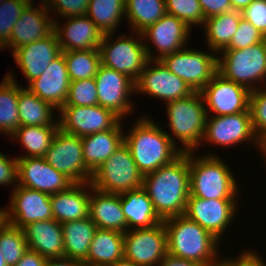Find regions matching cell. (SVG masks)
<instances>
[{
  "instance_id": "obj_50",
  "label": "cell",
  "mask_w": 266,
  "mask_h": 266,
  "mask_svg": "<svg viewBox=\"0 0 266 266\" xmlns=\"http://www.w3.org/2000/svg\"><path fill=\"white\" fill-rule=\"evenodd\" d=\"M47 259L37 252L28 249L14 266H45Z\"/></svg>"
},
{
  "instance_id": "obj_32",
  "label": "cell",
  "mask_w": 266,
  "mask_h": 266,
  "mask_svg": "<svg viewBox=\"0 0 266 266\" xmlns=\"http://www.w3.org/2000/svg\"><path fill=\"white\" fill-rule=\"evenodd\" d=\"M64 240V253L67 258L83 261L97 230L90 217L61 224Z\"/></svg>"
},
{
  "instance_id": "obj_54",
  "label": "cell",
  "mask_w": 266,
  "mask_h": 266,
  "mask_svg": "<svg viewBox=\"0 0 266 266\" xmlns=\"http://www.w3.org/2000/svg\"><path fill=\"white\" fill-rule=\"evenodd\" d=\"M259 150L261 152V157L265 159L264 161L266 163V135L259 141Z\"/></svg>"
},
{
  "instance_id": "obj_33",
  "label": "cell",
  "mask_w": 266,
  "mask_h": 266,
  "mask_svg": "<svg viewBox=\"0 0 266 266\" xmlns=\"http://www.w3.org/2000/svg\"><path fill=\"white\" fill-rule=\"evenodd\" d=\"M241 17V12L231 10L205 19L203 28L206 46L210 52L218 54L228 47L232 36L237 31Z\"/></svg>"
},
{
  "instance_id": "obj_21",
  "label": "cell",
  "mask_w": 266,
  "mask_h": 266,
  "mask_svg": "<svg viewBox=\"0 0 266 266\" xmlns=\"http://www.w3.org/2000/svg\"><path fill=\"white\" fill-rule=\"evenodd\" d=\"M36 7L32 0L22 11L20 18L13 26L9 41L0 49L7 48L13 52L15 49L46 38L54 31V16L50 17V11L43 0Z\"/></svg>"
},
{
  "instance_id": "obj_51",
  "label": "cell",
  "mask_w": 266,
  "mask_h": 266,
  "mask_svg": "<svg viewBox=\"0 0 266 266\" xmlns=\"http://www.w3.org/2000/svg\"><path fill=\"white\" fill-rule=\"evenodd\" d=\"M157 266H201V265H199L194 261L175 257L167 253L164 259Z\"/></svg>"
},
{
  "instance_id": "obj_1",
  "label": "cell",
  "mask_w": 266,
  "mask_h": 266,
  "mask_svg": "<svg viewBox=\"0 0 266 266\" xmlns=\"http://www.w3.org/2000/svg\"><path fill=\"white\" fill-rule=\"evenodd\" d=\"M142 188L162 220L184 214L190 195L189 152L144 175Z\"/></svg>"
},
{
  "instance_id": "obj_12",
  "label": "cell",
  "mask_w": 266,
  "mask_h": 266,
  "mask_svg": "<svg viewBox=\"0 0 266 266\" xmlns=\"http://www.w3.org/2000/svg\"><path fill=\"white\" fill-rule=\"evenodd\" d=\"M204 141L225 148L248 142L253 143L254 147L257 145L259 150V140L253 130L250 110L223 116L207 115L202 142Z\"/></svg>"
},
{
  "instance_id": "obj_31",
  "label": "cell",
  "mask_w": 266,
  "mask_h": 266,
  "mask_svg": "<svg viewBox=\"0 0 266 266\" xmlns=\"http://www.w3.org/2000/svg\"><path fill=\"white\" fill-rule=\"evenodd\" d=\"M53 109L59 112L55 106L40 99L28 88L19 84V126L59 127V118L54 117L53 111L56 110Z\"/></svg>"
},
{
  "instance_id": "obj_34",
  "label": "cell",
  "mask_w": 266,
  "mask_h": 266,
  "mask_svg": "<svg viewBox=\"0 0 266 266\" xmlns=\"http://www.w3.org/2000/svg\"><path fill=\"white\" fill-rule=\"evenodd\" d=\"M14 77L9 72L0 83V133L8 137L19 128V85Z\"/></svg>"
},
{
  "instance_id": "obj_10",
  "label": "cell",
  "mask_w": 266,
  "mask_h": 266,
  "mask_svg": "<svg viewBox=\"0 0 266 266\" xmlns=\"http://www.w3.org/2000/svg\"><path fill=\"white\" fill-rule=\"evenodd\" d=\"M44 158L73 183L91 181L93 173L85 166L82 139L79 136L65 133L59 128Z\"/></svg>"
},
{
  "instance_id": "obj_46",
  "label": "cell",
  "mask_w": 266,
  "mask_h": 266,
  "mask_svg": "<svg viewBox=\"0 0 266 266\" xmlns=\"http://www.w3.org/2000/svg\"><path fill=\"white\" fill-rule=\"evenodd\" d=\"M241 15L266 37V0H254Z\"/></svg>"
},
{
  "instance_id": "obj_20",
  "label": "cell",
  "mask_w": 266,
  "mask_h": 266,
  "mask_svg": "<svg viewBox=\"0 0 266 266\" xmlns=\"http://www.w3.org/2000/svg\"><path fill=\"white\" fill-rule=\"evenodd\" d=\"M72 184L67 176L54 169L44 157L18 158V186L52 195L67 190Z\"/></svg>"
},
{
  "instance_id": "obj_15",
  "label": "cell",
  "mask_w": 266,
  "mask_h": 266,
  "mask_svg": "<svg viewBox=\"0 0 266 266\" xmlns=\"http://www.w3.org/2000/svg\"><path fill=\"white\" fill-rule=\"evenodd\" d=\"M59 128L79 137L113 129L121 119L102 106H63L60 110Z\"/></svg>"
},
{
  "instance_id": "obj_52",
  "label": "cell",
  "mask_w": 266,
  "mask_h": 266,
  "mask_svg": "<svg viewBox=\"0 0 266 266\" xmlns=\"http://www.w3.org/2000/svg\"><path fill=\"white\" fill-rule=\"evenodd\" d=\"M83 262L81 260L75 258H49L45 266H83Z\"/></svg>"
},
{
  "instance_id": "obj_4",
  "label": "cell",
  "mask_w": 266,
  "mask_h": 266,
  "mask_svg": "<svg viewBox=\"0 0 266 266\" xmlns=\"http://www.w3.org/2000/svg\"><path fill=\"white\" fill-rule=\"evenodd\" d=\"M195 153L189 152L190 195L207 200L237 199L239 187L226 162L216 153L202 157Z\"/></svg>"
},
{
  "instance_id": "obj_29",
  "label": "cell",
  "mask_w": 266,
  "mask_h": 266,
  "mask_svg": "<svg viewBox=\"0 0 266 266\" xmlns=\"http://www.w3.org/2000/svg\"><path fill=\"white\" fill-rule=\"evenodd\" d=\"M124 259V233L112 229L97 228L85 266H109Z\"/></svg>"
},
{
  "instance_id": "obj_44",
  "label": "cell",
  "mask_w": 266,
  "mask_h": 266,
  "mask_svg": "<svg viewBox=\"0 0 266 266\" xmlns=\"http://www.w3.org/2000/svg\"><path fill=\"white\" fill-rule=\"evenodd\" d=\"M265 39L266 37L258 29L241 17L236 33L232 36L228 47L224 50L244 49Z\"/></svg>"
},
{
  "instance_id": "obj_11",
  "label": "cell",
  "mask_w": 266,
  "mask_h": 266,
  "mask_svg": "<svg viewBox=\"0 0 266 266\" xmlns=\"http://www.w3.org/2000/svg\"><path fill=\"white\" fill-rule=\"evenodd\" d=\"M167 232L161 222L124 233V259L138 266H157L167 254Z\"/></svg>"
},
{
  "instance_id": "obj_47",
  "label": "cell",
  "mask_w": 266,
  "mask_h": 266,
  "mask_svg": "<svg viewBox=\"0 0 266 266\" xmlns=\"http://www.w3.org/2000/svg\"><path fill=\"white\" fill-rule=\"evenodd\" d=\"M6 156L0 152V185H13L12 187L15 188L18 177V158Z\"/></svg>"
},
{
  "instance_id": "obj_56",
  "label": "cell",
  "mask_w": 266,
  "mask_h": 266,
  "mask_svg": "<svg viewBox=\"0 0 266 266\" xmlns=\"http://www.w3.org/2000/svg\"><path fill=\"white\" fill-rule=\"evenodd\" d=\"M5 222V207L0 208V227L4 224Z\"/></svg>"
},
{
  "instance_id": "obj_40",
  "label": "cell",
  "mask_w": 266,
  "mask_h": 266,
  "mask_svg": "<svg viewBox=\"0 0 266 266\" xmlns=\"http://www.w3.org/2000/svg\"><path fill=\"white\" fill-rule=\"evenodd\" d=\"M166 13L183 21L190 29L204 25L205 19L198 0H165Z\"/></svg>"
},
{
  "instance_id": "obj_26",
  "label": "cell",
  "mask_w": 266,
  "mask_h": 266,
  "mask_svg": "<svg viewBox=\"0 0 266 266\" xmlns=\"http://www.w3.org/2000/svg\"><path fill=\"white\" fill-rule=\"evenodd\" d=\"M22 229L28 249L46 259L65 257L62 226L56 220L32 222Z\"/></svg>"
},
{
  "instance_id": "obj_2",
  "label": "cell",
  "mask_w": 266,
  "mask_h": 266,
  "mask_svg": "<svg viewBox=\"0 0 266 266\" xmlns=\"http://www.w3.org/2000/svg\"><path fill=\"white\" fill-rule=\"evenodd\" d=\"M124 134V143L143 176L171 163L182 153L166 130L146 116L139 118Z\"/></svg>"
},
{
  "instance_id": "obj_36",
  "label": "cell",
  "mask_w": 266,
  "mask_h": 266,
  "mask_svg": "<svg viewBox=\"0 0 266 266\" xmlns=\"http://www.w3.org/2000/svg\"><path fill=\"white\" fill-rule=\"evenodd\" d=\"M58 129L59 127L19 126L9 138L18 144L21 143L27 155H20L17 158L44 157Z\"/></svg>"
},
{
  "instance_id": "obj_18",
  "label": "cell",
  "mask_w": 266,
  "mask_h": 266,
  "mask_svg": "<svg viewBox=\"0 0 266 266\" xmlns=\"http://www.w3.org/2000/svg\"><path fill=\"white\" fill-rule=\"evenodd\" d=\"M190 29L183 21L177 17L166 13L153 25L148 26L141 32L148 60H161L164 56L184 49L189 42ZM154 44L159 55L155 56L146 43ZM156 57V58H155Z\"/></svg>"
},
{
  "instance_id": "obj_22",
  "label": "cell",
  "mask_w": 266,
  "mask_h": 266,
  "mask_svg": "<svg viewBox=\"0 0 266 266\" xmlns=\"http://www.w3.org/2000/svg\"><path fill=\"white\" fill-rule=\"evenodd\" d=\"M11 53L29 84L47 69L62 50L53 31L46 38L21 46Z\"/></svg>"
},
{
  "instance_id": "obj_3",
  "label": "cell",
  "mask_w": 266,
  "mask_h": 266,
  "mask_svg": "<svg viewBox=\"0 0 266 266\" xmlns=\"http://www.w3.org/2000/svg\"><path fill=\"white\" fill-rule=\"evenodd\" d=\"M167 232V253L201 266H214L219 259L220 241L184 214L163 220Z\"/></svg>"
},
{
  "instance_id": "obj_35",
  "label": "cell",
  "mask_w": 266,
  "mask_h": 266,
  "mask_svg": "<svg viewBox=\"0 0 266 266\" xmlns=\"http://www.w3.org/2000/svg\"><path fill=\"white\" fill-rule=\"evenodd\" d=\"M165 14V0H126L125 19L132 32L141 33Z\"/></svg>"
},
{
  "instance_id": "obj_49",
  "label": "cell",
  "mask_w": 266,
  "mask_h": 266,
  "mask_svg": "<svg viewBox=\"0 0 266 266\" xmlns=\"http://www.w3.org/2000/svg\"><path fill=\"white\" fill-rule=\"evenodd\" d=\"M203 11L204 19L220 15L232 10L230 0H198Z\"/></svg>"
},
{
  "instance_id": "obj_28",
  "label": "cell",
  "mask_w": 266,
  "mask_h": 266,
  "mask_svg": "<svg viewBox=\"0 0 266 266\" xmlns=\"http://www.w3.org/2000/svg\"><path fill=\"white\" fill-rule=\"evenodd\" d=\"M89 217L100 229L127 231V222L121 207L120 194L105 193L91 189Z\"/></svg>"
},
{
  "instance_id": "obj_27",
  "label": "cell",
  "mask_w": 266,
  "mask_h": 266,
  "mask_svg": "<svg viewBox=\"0 0 266 266\" xmlns=\"http://www.w3.org/2000/svg\"><path fill=\"white\" fill-rule=\"evenodd\" d=\"M120 121L113 129L82 137L85 166L94 173L124 143L123 125Z\"/></svg>"
},
{
  "instance_id": "obj_13",
  "label": "cell",
  "mask_w": 266,
  "mask_h": 266,
  "mask_svg": "<svg viewBox=\"0 0 266 266\" xmlns=\"http://www.w3.org/2000/svg\"><path fill=\"white\" fill-rule=\"evenodd\" d=\"M135 93L159 98L167 103L184 99L194 91L184 80L165 67L160 60H148L135 82Z\"/></svg>"
},
{
  "instance_id": "obj_57",
  "label": "cell",
  "mask_w": 266,
  "mask_h": 266,
  "mask_svg": "<svg viewBox=\"0 0 266 266\" xmlns=\"http://www.w3.org/2000/svg\"><path fill=\"white\" fill-rule=\"evenodd\" d=\"M0 266H7L0 247Z\"/></svg>"
},
{
  "instance_id": "obj_43",
  "label": "cell",
  "mask_w": 266,
  "mask_h": 266,
  "mask_svg": "<svg viewBox=\"0 0 266 266\" xmlns=\"http://www.w3.org/2000/svg\"><path fill=\"white\" fill-rule=\"evenodd\" d=\"M266 86L250 93L249 110L254 133L260 141L266 135Z\"/></svg>"
},
{
  "instance_id": "obj_19",
  "label": "cell",
  "mask_w": 266,
  "mask_h": 266,
  "mask_svg": "<svg viewBox=\"0 0 266 266\" xmlns=\"http://www.w3.org/2000/svg\"><path fill=\"white\" fill-rule=\"evenodd\" d=\"M5 209V221L23 228L29 223L53 219L50 195L27 187L16 186Z\"/></svg>"
},
{
  "instance_id": "obj_16",
  "label": "cell",
  "mask_w": 266,
  "mask_h": 266,
  "mask_svg": "<svg viewBox=\"0 0 266 266\" xmlns=\"http://www.w3.org/2000/svg\"><path fill=\"white\" fill-rule=\"evenodd\" d=\"M200 93L204 99L207 115L209 112L214 116H223L249 111L251 91L223 78L219 73Z\"/></svg>"
},
{
  "instance_id": "obj_8",
  "label": "cell",
  "mask_w": 266,
  "mask_h": 266,
  "mask_svg": "<svg viewBox=\"0 0 266 266\" xmlns=\"http://www.w3.org/2000/svg\"><path fill=\"white\" fill-rule=\"evenodd\" d=\"M143 177L129 148L122 143L92 174L90 182L96 190L120 194L142 188Z\"/></svg>"
},
{
  "instance_id": "obj_48",
  "label": "cell",
  "mask_w": 266,
  "mask_h": 266,
  "mask_svg": "<svg viewBox=\"0 0 266 266\" xmlns=\"http://www.w3.org/2000/svg\"><path fill=\"white\" fill-rule=\"evenodd\" d=\"M259 254L252 250L242 251L241 255L235 258H225L221 259V263L224 266H266L265 261Z\"/></svg>"
},
{
  "instance_id": "obj_14",
  "label": "cell",
  "mask_w": 266,
  "mask_h": 266,
  "mask_svg": "<svg viewBox=\"0 0 266 266\" xmlns=\"http://www.w3.org/2000/svg\"><path fill=\"white\" fill-rule=\"evenodd\" d=\"M95 82L100 106L112 111L121 120L132 114L134 107L130 98L135 93V82L130 77L100 65Z\"/></svg>"
},
{
  "instance_id": "obj_41",
  "label": "cell",
  "mask_w": 266,
  "mask_h": 266,
  "mask_svg": "<svg viewBox=\"0 0 266 266\" xmlns=\"http://www.w3.org/2000/svg\"><path fill=\"white\" fill-rule=\"evenodd\" d=\"M32 0H6L0 4V49L9 41L13 26Z\"/></svg>"
},
{
  "instance_id": "obj_42",
  "label": "cell",
  "mask_w": 266,
  "mask_h": 266,
  "mask_svg": "<svg viewBox=\"0 0 266 266\" xmlns=\"http://www.w3.org/2000/svg\"><path fill=\"white\" fill-rule=\"evenodd\" d=\"M95 78L70 81L68 98L64 106L98 105Z\"/></svg>"
},
{
  "instance_id": "obj_37",
  "label": "cell",
  "mask_w": 266,
  "mask_h": 266,
  "mask_svg": "<svg viewBox=\"0 0 266 266\" xmlns=\"http://www.w3.org/2000/svg\"><path fill=\"white\" fill-rule=\"evenodd\" d=\"M126 0H90L87 16L103 34L114 33L125 17Z\"/></svg>"
},
{
  "instance_id": "obj_25",
  "label": "cell",
  "mask_w": 266,
  "mask_h": 266,
  "mask_svg": "<svg viewBox=\"0 0 266 266\" xmlns=\"http://www.w3.org/2000/svg\"><path fill=\"white\" fill-rule=\"evenodd\" d=\"M91 182L74 183L67 190L50 195L53 219L62 224L89 217Z\"/></svg>"
},
{
  "instance_id": "obj_9",
  "label": "cell",
  "mask_w": 266,
  "mask_h": 266,
  "mask_svg": "<svg viewBox=\"0 0 266 266\" xmlns=\"http://www.w3.org/2000/svg\"><path fill=\"white\" fill-rule=\"evenodd\" d=\"M190 48L166 55L160 61L194 92H200L218 73L217 56Z\"/></svg>"
},
{
  "instance_id": "obj_45",
  "label": "cell",
  "mask_w": 266,
  "mask_h": 266,
  "mask_svg": "<svg viewBox=\"0 0 266 266\" xmlns=\"http://www.w3.org/2000/svg\"><path fill=\"white\" fill-rule=\"evenodd\" d=\"M90 0H43L48 10L62 18L87 14Z\"/></svg>"
},
{
  "instance_id": "obj_39",
  "label": "cell",
  "mask_w": 266,
  "mask_h": 266,
  "mask_svg": "<svg viewBox=\"0 0 266 266\" xmlns=\"http://www.w3.org/2000/svg\"><path fill=\"white\" fill-rule=\"evenodd\" d=\"M0 247L7 266H14L28 250L23 229L6 221L0 227Z\"/></svg>"
},
{
  "instance_id": "obj_7",
  "label": "cell",
  "mask_w": 266,
  "mask_h": 266,
  "mask_svg": "<svg viewBox=\"0 0 266 266\" xmlns=\"http://www.w3.org/2000/svg\"><path fill=\"white\" fill-rule=\"evenodd\" d=\"M113 35H103L99 47L101 65L125 74L136 82L148 61L142 35L133 31L132 37L123 34L114 40Z\"/></svg>"
},
{
  "instance_id": "obj_38",
  "label": "cell",
  "mask_w": 266,
  "mask_h": 266,
  "mask_svg": "<svg viewBox=\"0 0 266 266\" xmlns=\"http://www.w3.org/2000/svg\"><path fill=\"white\" fill-rule=\"evenodd\" d=\"M70 81L95 78L101 65L99 49L62 51Z\"/></svg>"
},
{
  "instance_id": "obj_23",
  "label": "cell",
  "mask_w": 266,
  "mask_h": 266,
  "mask_svg": "<svg viewBox=\"0 0 266 266\" xmlns=\"http://www.w3.org/2000/svg\"><path fill=\"white\" fill-rule=\"evenodd\" d=\"M65 20L63 26L59 19H53L54 32L62 51L99 49L104 34L87 15Z\"/></svg>"
},
{
  "instance_id": "obj_6",
  "label": "cell",
  "mask_w": 266,
  "mask_h": 266,
  "mask_svg": "<svg viewBox=\"0 0 266 266\" xmlns=\"http://www.w3.org/2000/svg\"><path fill=\"white\" fill-rule=\"evenodd\" d=\"M218 55V73L223 78L250 91L266 86V39L244 49L222 50Z\"/></svg>"
},
{
  "instance_id": "obj_30",
  "label": "cell",
  "mask_w": 266,
  "mask_h": 266,
  "mask_svg": "<svg viewBox=\"0 0 266 266\" xmlns=\"http://www.w3.org/2000/svg\"><path fill=\"white\" fill-rule=\"evenodd\" d=\"M120 199L127 230L151 228L163 222L143 188L120 193Z\"/></svg>"
},
{
  "instance_id": "obj_17",
  "label": "cell",
  "mask_w": 266,
  "mask_h": 266,
  "mask_svg": "<svg viewBox=\"0 0 266 266\" xmlns=\"http://www.w3.org/2000/svg\"><path fill=\"white\" fill-rule=\"evenodd\" d=\"M237 204L236 199L207 200L189 195L184 215L221 241V237L237 214Z\"/></svg>"
},
{
  "instance_id": "obj_53",
  "label": "cell",
  "mask_w": 266,
  "mask_h": 266,
  "mask_svg": "<svg viewBox=\"0 0 266 266\" xmlns=\"http://www.w3.org/2000/svg\"><path fill=\"white\" fill-rule=\"evenodd\" d=\"M254 0H230L232 10L242 12L248 7Z\"/></svg>"
},
{
  "instance_id": "obj_58",
  "label": "cell",
  "mask_w": 266,
  "mask_h": 266,
  "mask_svg": "<svg viewBox=\"0 0 266 266\" xmlns=\"http://www.w3.org/2000/svg\"><path fill=\"white\" fill-rule=\"evenodd\" d=\"M214 266H224V265L220 262V263H218V264H216Z\"/></svg>"
},
{
  "instance_id": "obj_55",
  "label": "cell",
  "mask_w": 266,
  "mask_h": 266,
  "mask_svg": "<svg viewBox=\"0 0 266 266\" xmlns=\"http://www.w3.org/2000/svg\"><path fill=\"white\" fill-rule=\"evenodd\" d=\"M109 266H138L134 264L133 262H130L126 259H122L120 261H117L115 264L109 265Z\"/></svg>"
},
{
  "instance_id": "obj_24",
  "label": "cell",
  "mask_w": 266,
  "mask_h": 266,
  "mask_svg": "<svg viewBox=\"0 0 266 266\" xmlns=\"http://www.w3.org/2000/svg\"><path fill=\"white\" fill-rule=\"evenodd\" d=\"M70 87L67 65L61 53L37 78L32 80L26 88L40 99L49 102L60 110L66 103Z\"/></svg>"
},
{
  "instance_id": "obj_5",
  "label": "cell",
  "mask_w": 266,
  "mask_h": 266,
  "mask_svg": "<svg viewBox=\"0 0 266 266\" xmlns=\"http://www.w3.org/2000/svg\"><path fill=\"white\" fill-rule=\"evenodd\" d=\"M166 106L167 126L173 136L171 132L166 133L171 141L182 153L196 152L202 144L207 118L201 93L194 92L184 99L167 102ZM177 142L181 143L180 147Z\"/></svg>"
}]
</instances>
